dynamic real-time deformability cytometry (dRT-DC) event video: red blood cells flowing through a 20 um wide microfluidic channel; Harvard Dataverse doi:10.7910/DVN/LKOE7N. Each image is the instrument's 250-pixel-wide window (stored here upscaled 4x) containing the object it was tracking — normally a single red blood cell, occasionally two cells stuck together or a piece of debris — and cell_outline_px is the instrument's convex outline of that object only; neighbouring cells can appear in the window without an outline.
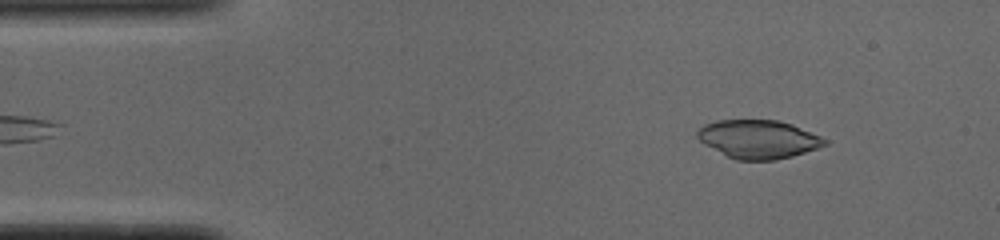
{"species": "common noctule bat (a hibernating species)", "species_latin": "Nyctalus noctula", "temperature_condition": "cold", "stored_images_in_passage": 49, "camera_frame_rate_fps": 3000, "um_per_image_px": 0.085, "animal": {"sex": "male", "body_mass_g": 19.0, "forearm_length_mm": 50.8}, "frame": {"image": 1, "passage_image": 4, "time_ms": 1.0, "image_size_px": [1000, 240], "cell_outline_px": [[828, 144], [792, 156], [772, 160], [736, 160], [704, 144], [696, 136], [696, 132], [704, 124], [716, 120], [776, 120], [792, 124], [820, 136], [828, 140]], "centroid_in_image_um": [64.45, 11.82], "position_along_channel_um": 20.6, "area_um2": 28.32}}
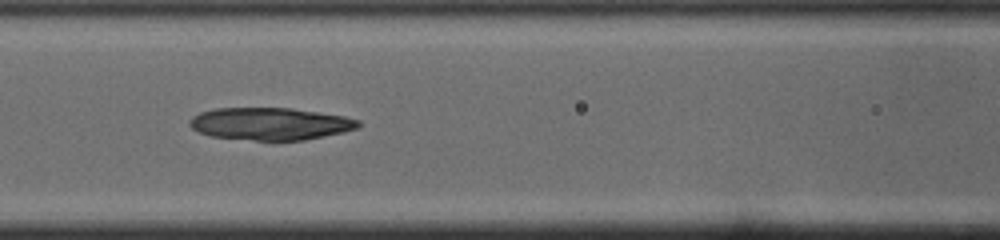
{"frame": {"image": 2, "passage_image": 19, "time_ms": 6.0, "image_size_px": [1000, 240], "cell_outline_px": [[360, 124], [356, 128], [344, 132], [304, 140], [256, 140], [212, 136], [200, 132], [192, 128], [188, 124], [192, 116], [200, 112], [216, 108], [292, 108], [344, 116], [360, 120]], "centroid_in_image_um": [22.97, 10.51], "position_along_channel_um": 143.6, "area_um2": 31.62}}
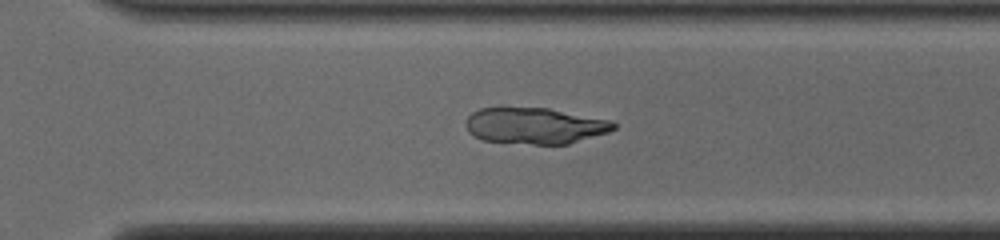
{"frame": {"image": 3, "passage_image": 33, "time_ms": 10.667, "image_size_px": [1000, 240], "cell_outline_px": [[616, 128], [608, 132], [568, 144], [532, 144], [484, 140], [468, 132], [468, 116], [472, 112], [480, 108], [500, 104], [548, 108], [612, 120], [616, 124]], "centroid_in_image_um": [45.45, 10.63], "position_along_channel_um": 325.2, "area_um2": 31.85}}